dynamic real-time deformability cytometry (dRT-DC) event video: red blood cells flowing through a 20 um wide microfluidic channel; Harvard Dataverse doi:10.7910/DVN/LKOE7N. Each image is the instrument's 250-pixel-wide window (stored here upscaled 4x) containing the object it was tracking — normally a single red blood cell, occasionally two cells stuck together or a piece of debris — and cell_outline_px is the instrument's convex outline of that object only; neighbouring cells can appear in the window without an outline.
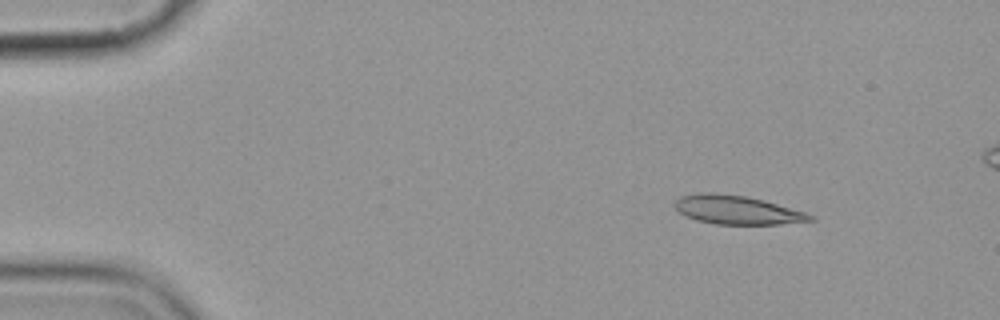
{"species": "common noctule bat (a hibernating species)", "species_latin": "Nyctalus noctula", "temperature_condition": "cold", "stored_images_in_passage": 6, "camera_frame_rate_fps": 3000, "um_per_image_px": 0.085, "animal": {"sex": "female", "body_mass_g": 19.9}, "frame": {"image": 1, "passage_image": 1, "time_ms": 0.0, "image_size_px": [1000, 320], "cell_outline_px": [[816, 220], [780, 224], [716, 224], [696, 220], [684, 216], [676, 208], [676, 200], [680, 196], [696, 192], [712, 192], [744, 196], [764, 200], [808, 212], [816, 216]], "centroid_in_image_um": [62.69, 17.84], "position_along_channel_um": 22.3, "area_um2": 22.89}}
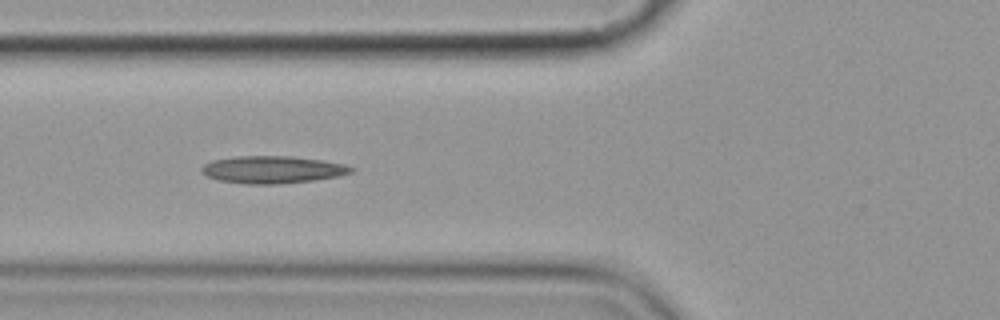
{"frame": {"image": 2, "passage_image": 5, "time_ms": 4.667, "image_size_px": [1000, 320], "cell_outline_px": [[356, 168], [352, 172], [340, 176], [312, 180], [276, 184], [244, 184], [220, 180], [208, 176], [200, 172], [200, 168], [204, 164], [212, 160], [236, 156], [292, 156], [320, 160], [344, 164]], "centroid_in_image_um": [23.15, 14.41], "position_along_channel_um": 102.7, "area_um2": 23.81}}
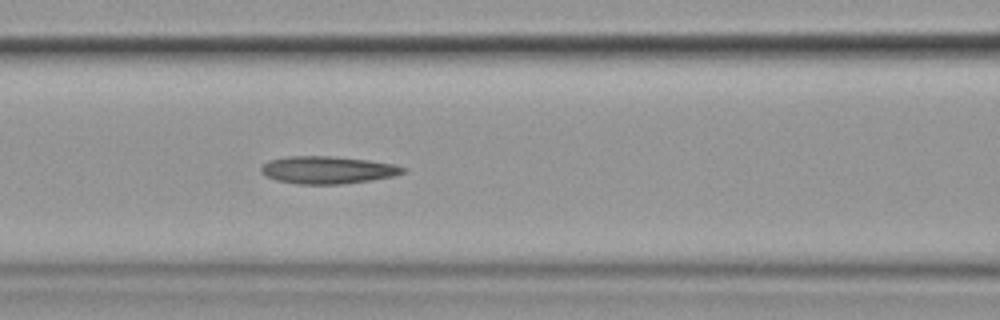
{"frame": {"image": 3, "passage_image": 6, "time_ms": 5.667, "image_size_px": [1000, 320], "cell_outline_px": [[408, 168], [404, 172], [392, 176], [368, 180], [340, 184], [296, 184], [276, 180], [260, 172], [260, 168], [268, 160], [288, 156], [336, 156], [368, 160], [392, 164]], "centroid_in_image_um": [27.81, 14.44], "position_along_channel_um": 138.8, "area_um2": 22.6}}